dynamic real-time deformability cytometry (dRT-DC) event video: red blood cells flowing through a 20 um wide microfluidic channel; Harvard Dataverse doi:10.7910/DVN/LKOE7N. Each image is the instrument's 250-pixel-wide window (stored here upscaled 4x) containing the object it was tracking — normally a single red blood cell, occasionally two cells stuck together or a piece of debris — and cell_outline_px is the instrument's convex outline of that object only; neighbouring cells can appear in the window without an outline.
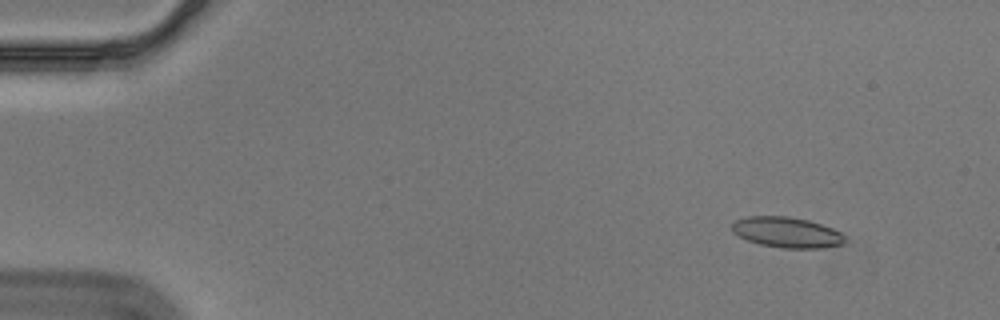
{"species": "Egyptian fruit bat (a non-hibernating species)", "species_latin": "Rousettus aegyptiacus", "temperature_condition": "cold", "stored_images_in_passage": 54, "segment_of_instrument_passage": [1, 2], "camera_frame_rate_fps": 3000, "um_per_image_px": 0.085, "animal": {"sex": "male"}, "frame": {"image": 1, "passage_image": 3, "time_ms": 0.667, "image_size_px": [1000, 320], "cell_outline_px": [[844, 244], [820, 248], [780, 248], [760, 244], [748, 240], [732, 232], [732, 224], [736, 220], [748, 216], [788, 216], [808, 220], [832, 228], [840, 232], [844, 236]], "centroid_in_image_um": [66.87, 19.75], "position_along_channel_um": 18.1, "area_um2": 20.0}}
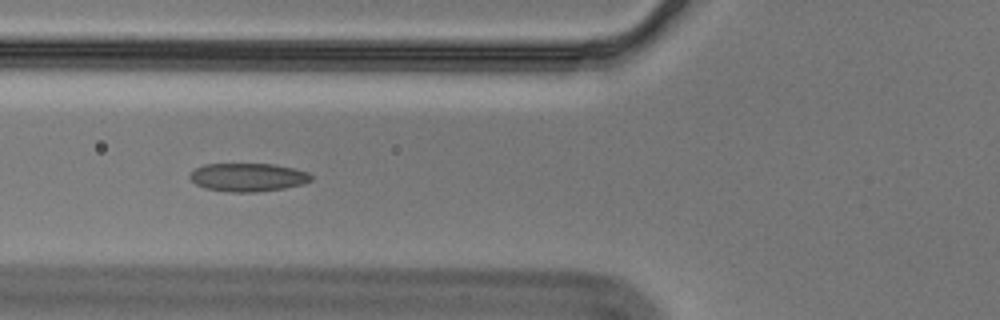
{"frame": {"image": 2, "passage_image": 19, "time_ms": 6.0, "image_size_px": [1000, 320], "cell_outline_px": [[312, 180], [304, 184], [284, 188], [256, 192], [232, 192], [204, 188], [196, 184], [188, 176], [196, 168], [204, 164], [272, 164], [292, 168], [308, 172], [312, 176]], "centroid_in_image_um": [21.08, 15.07], "position_along_channel_um": 104.7, "area_um2": 19.94}}
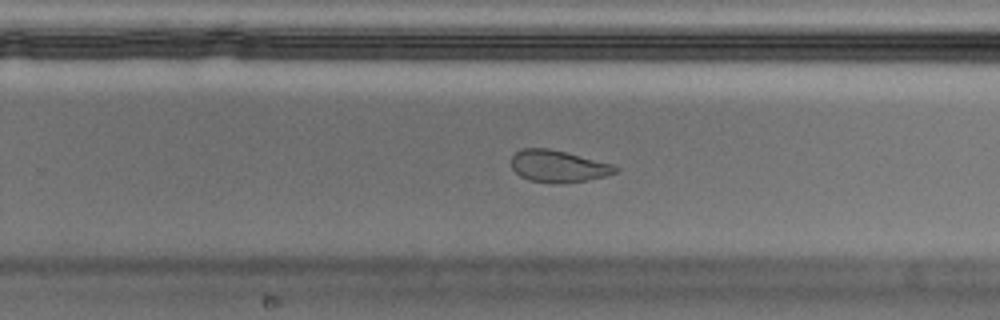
{"frame": {"image": 3, "passage_image": 34, "time_ms": 11.0, "image_size_px": [1000, 320], "cell_outline_px": [[620, 172], [588, 180], [528, 180], [520, 176], [512, 168], [512, 156], [516, 152], [524, 148], [548, 148], [612, 164], [620, 168]], "centroid_in_image_um": [47.46, 14.08], "position_along_channel_um": 282.3, "area_um2": 18.44}}